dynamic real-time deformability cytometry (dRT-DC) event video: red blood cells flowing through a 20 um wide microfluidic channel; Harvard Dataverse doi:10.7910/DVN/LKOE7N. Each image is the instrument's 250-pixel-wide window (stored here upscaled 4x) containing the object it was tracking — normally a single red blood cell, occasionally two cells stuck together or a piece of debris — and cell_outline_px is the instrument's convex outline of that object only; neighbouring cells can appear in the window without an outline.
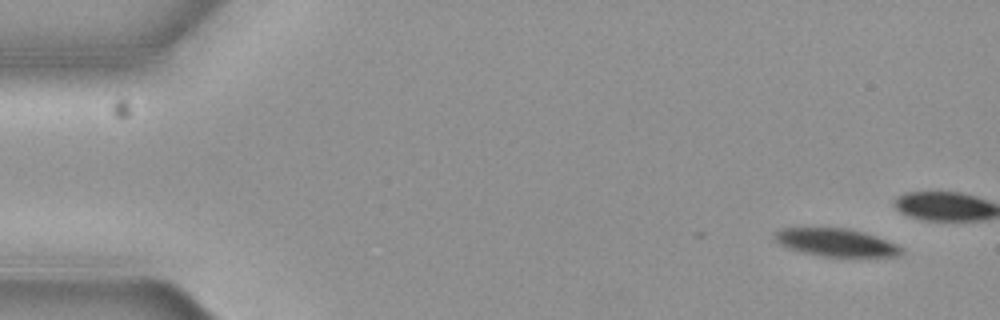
{"species": "common noctule bat (a hibernating species)", "species_latin": "Nyctalus noctula", "temperature_condition": "cold", "stored_images_in_passage": 3, "camera_frame_rate_fps": 3000, "um_per_image_px": 0.085, "animal": {"sex": "female", "body_mass_g": 19.3, "forearm_length_mm": 54.1}, "frame": {"image": 1, "passage_image": 1, "time_ms": 0.0, "image_size_px": [1000, 320], "cell_outline_px": [[904, 252], [896, 256], [820, 256], [788, 248], [780, 244], [772, 236], [780, 228], [848, 228], [864, 232], [876, 236], [896, 244], [904, 248]], "centroid_in_image_um": [71.07, 20.6], "position_along_channel_um": 13.9, "area_um2": 20.4}}